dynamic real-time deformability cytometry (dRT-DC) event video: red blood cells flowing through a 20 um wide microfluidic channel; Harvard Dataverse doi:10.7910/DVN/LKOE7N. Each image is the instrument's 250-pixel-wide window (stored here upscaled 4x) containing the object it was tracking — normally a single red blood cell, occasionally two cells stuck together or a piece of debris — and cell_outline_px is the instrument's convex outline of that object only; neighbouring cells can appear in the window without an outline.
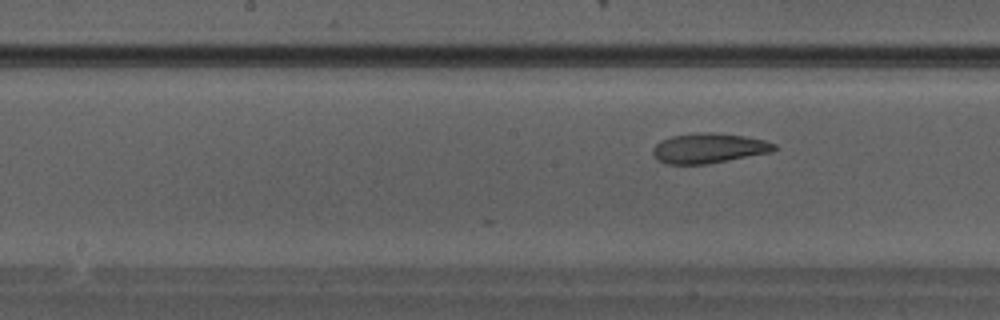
{"species": "Egyptian fruit bat (a non-hibernating species)", "species_latin": "Rousettus aegyptiacus", "temperature_condition": "warm", "stored_images_in_passage": 12, "camera_frame_rate_fps": 3000, "um_per_image_px": 0.085, "animal": {"sex": "male"}, "frame": {"image": 1, "passage_image": 12, "time_ms": 3.667, "image_size_px": [1000, 320], "cell_outline_px": [[776, 148], [772, 152], [708, 164], [668, 164], [656, 160], [652, 152], [652, 148], [660, 140], [672, 136], [700, 132], [712, 132], [744, 136], [764, 140], [776, 144]], "centroid_in_image_um": [60.22, 12.6], "position_along_channel_um": 188.0, "area_um2": 21.27}}